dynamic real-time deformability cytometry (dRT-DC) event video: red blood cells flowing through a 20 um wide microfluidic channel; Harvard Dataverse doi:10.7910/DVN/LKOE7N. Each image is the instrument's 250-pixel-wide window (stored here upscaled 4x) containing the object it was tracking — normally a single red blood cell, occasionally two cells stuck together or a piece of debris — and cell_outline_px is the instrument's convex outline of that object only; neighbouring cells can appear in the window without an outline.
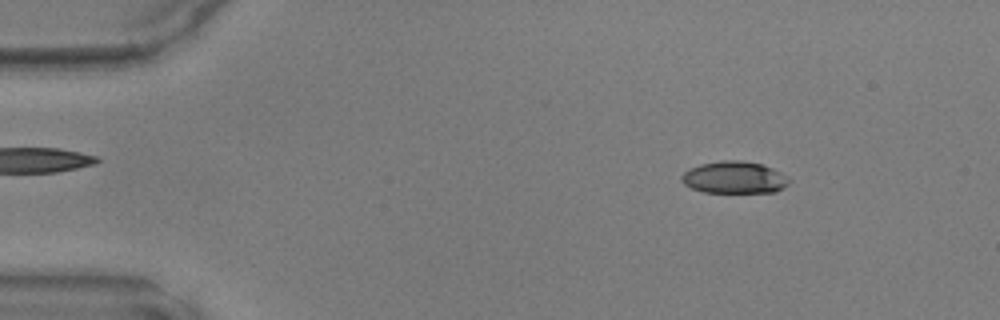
{"species": "common noctule bat (a hibernating species)", "species_latin": "Nyctalus noctula", "temperature_condition": "warm", "stored_images_in_passage": 47, "camera_frame_rate_fps": 3000, "um_per_image_px": 0.085, "animal": {"sex": "male", "body_mass_g": 17.9, "forearm_length_mm": 54.2}, "frame": {"image": 1, "passage_image": 6, "time_ms": 1.667, "image_size_px": [1000, 320], "cell_outline_px": [[792, 180], [784, 188], [776, 192], [704, 192], [692, 188], [684, 184], [680, 180], [680, 176], [684, 172], [700, 164], [720, 160], [740, 160], [760, 164], [772, 168], [780, 172]], "centroid_in_image_um": [62.42, 15.08], "position_along_channel_um": 22.6, "area_um2": 20.11}}
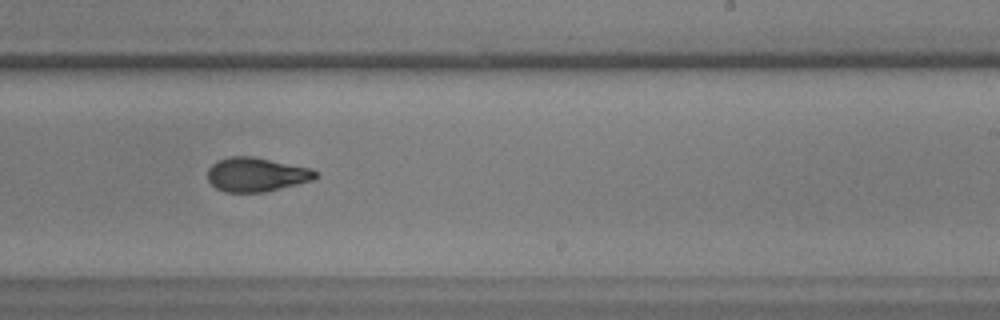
{"frame": {"image": 2, "passage_image": 29, "time_ms": 9.333, "image_size_px": [1000, 320], "cell_outline_px": [[320, 176], [312, 180], [264, 192], [224, 192], [216, 188], [208, 180], [208, 168], [216, 160], [228, 156], [252, 156], [312, 168]], "centroid_in_image_um": [21.77, 14.82], "position_along_channel_um": 267.2, "area_um2": 21.5}}
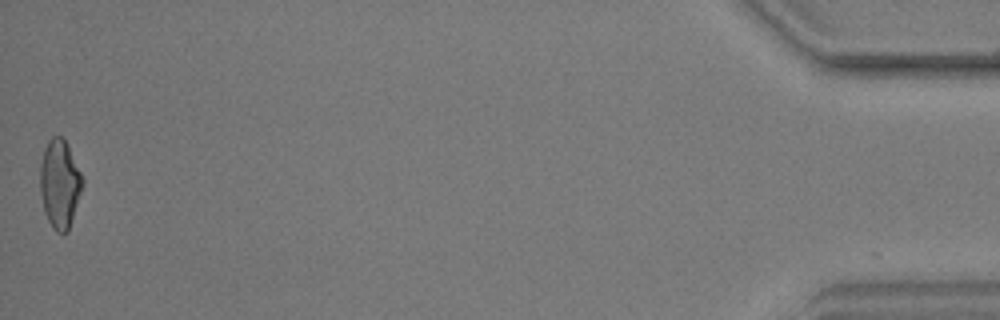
{"frame": {"image": 3, "passage_image": 47, "time_ms": 15.333, "image_size_px": [1000, 320], "cell_outline_px": [[84, 184], [68, 232], [56, 232], [52, 228], [44, 212], [40, 192], [40, 164], [44, 148], [48, 140], [52, 136], [60, 136], [64, 140], [84, 180]], "centroid_in_image_um": [5.06, 15.66], "position_along_channel_um": 430.1, "area_um2": 21.73}}